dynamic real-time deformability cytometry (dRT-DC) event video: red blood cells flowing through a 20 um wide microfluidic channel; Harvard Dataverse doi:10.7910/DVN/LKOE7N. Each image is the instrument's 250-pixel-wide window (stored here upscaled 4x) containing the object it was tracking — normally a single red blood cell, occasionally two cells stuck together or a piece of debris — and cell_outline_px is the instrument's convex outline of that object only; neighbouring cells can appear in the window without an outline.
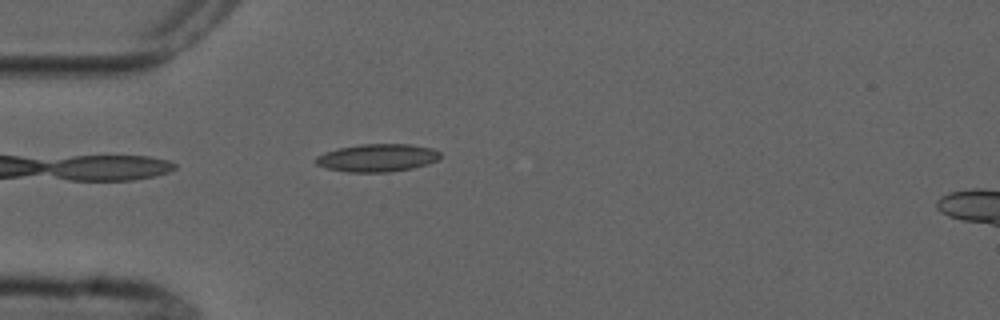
{"species": "common noctule bat (a hibernating species)", "species_latin": "Nyctalus noctula", "temperature_condition": "cold", "stored_images_in_passage": 4, "segment_of_instrument_passage": [1, 2], "camera_frame_rate_fps": 3000, "um_per_image_px": 0.085, "animal": {"sex": "male", "forearm_length_mm": 52.5}, "frame": {"image": 1, "passage_image": 3, "time_ms": 2.667, "image_size_px": [1000, 320], "cell_outline_px": [[440, 156], [436, 160], [428, 164], [412, 168], [388, 172], [348, 172], [328, 168], [316, 164], [312, 160], [316, 156], [324, 152], [340, 148], [360, 144], [412, 144], [432, 148], [440, 152]], "centroid_in_image_um": [32.05, 13.41], "position_along_channel_um": 52.9, "area_um2": 20.17}}